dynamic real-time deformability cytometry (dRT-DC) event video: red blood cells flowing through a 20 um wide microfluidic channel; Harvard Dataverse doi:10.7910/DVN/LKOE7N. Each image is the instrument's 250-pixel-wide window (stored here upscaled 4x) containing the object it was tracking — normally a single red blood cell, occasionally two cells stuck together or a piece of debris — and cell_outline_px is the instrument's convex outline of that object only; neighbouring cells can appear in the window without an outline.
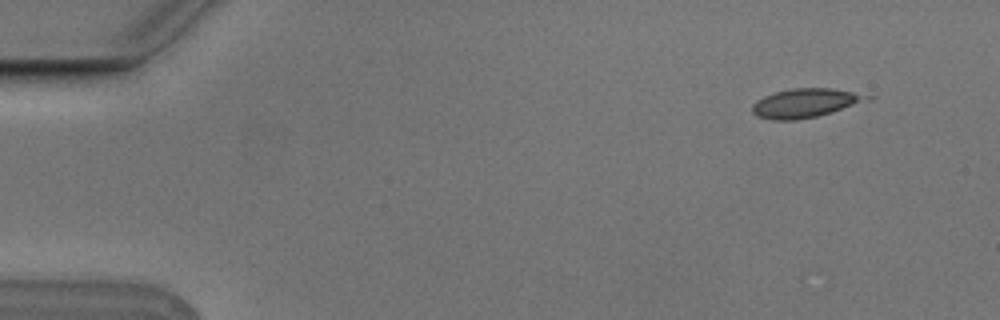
{"species": "Egyptian fruit bat (a non-hibernating species)", "species_latin": "Rousettus aegyptiacus", "temperature_condition": "cold", "stored_images_in_passage": 2, "camera_frame_rate_fps": 3000, "um_per_image_px": 0.085, "animal": {"sex": "male"}, "frame": {"image": 1, "passage_image": 2, "time_ms": 0.333, "image_size_px": [1000, 320], "cell_outline_px": [[860, 100], [852, 104], [832, 112], [816, 116], [796, 120], [772, 120], [756, 116], [752, 112], [752, 104], [756, 100], [764, 96], [776, 92], [792, 88], [828, 88], [852, 92], [860, 96]], "centroid_in_image_um": [68.19, 8.78], "position_along_channel_um": 16.8, "area_um2": 18.38}}